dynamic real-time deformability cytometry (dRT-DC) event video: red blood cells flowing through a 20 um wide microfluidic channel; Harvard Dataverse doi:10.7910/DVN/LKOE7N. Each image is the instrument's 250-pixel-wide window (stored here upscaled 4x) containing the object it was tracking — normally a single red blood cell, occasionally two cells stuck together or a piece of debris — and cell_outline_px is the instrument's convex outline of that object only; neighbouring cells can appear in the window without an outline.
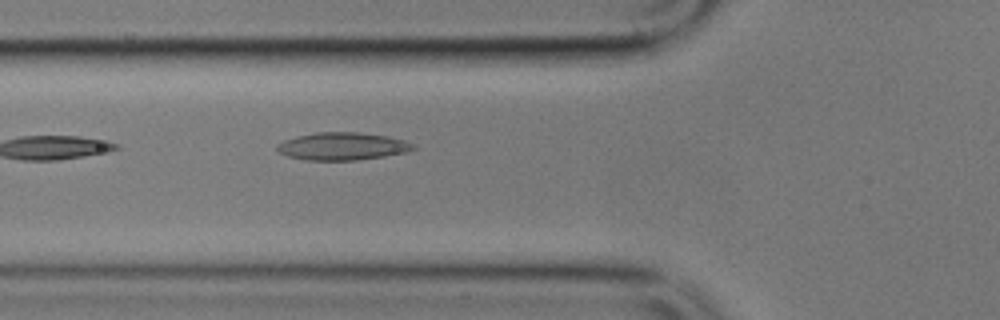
{"species": "common noctule bat (a hibernating species)", "species_latin": "Nyctalus noctula", "temperature_condition": "cold", "stored_images_in_passage": 2, "camera_frame_rate_fps": 3000, "um_per_image_px": 0.085, "animal": {"sex": "male", "body_mass_g": 17.9}, "frame": {"image": 1, "passage_image": 2, "time_ms": 2.333, "image_size_px": [1000, 320], "cell_outline_px": [[416, 148], [404, 152], [384, 156], [356, 160], [304, 160], [288, 156], [280, 152], [276, 148], [276, 144], [284, 140], [296, 136], [316, 132], [360, 132], [388, 136], [404, 140], [416, 144]], "centroid_in_image_um": [29.1, 12.42], "position_along_channel_um": 96.7, "area_um2": 21.96}}